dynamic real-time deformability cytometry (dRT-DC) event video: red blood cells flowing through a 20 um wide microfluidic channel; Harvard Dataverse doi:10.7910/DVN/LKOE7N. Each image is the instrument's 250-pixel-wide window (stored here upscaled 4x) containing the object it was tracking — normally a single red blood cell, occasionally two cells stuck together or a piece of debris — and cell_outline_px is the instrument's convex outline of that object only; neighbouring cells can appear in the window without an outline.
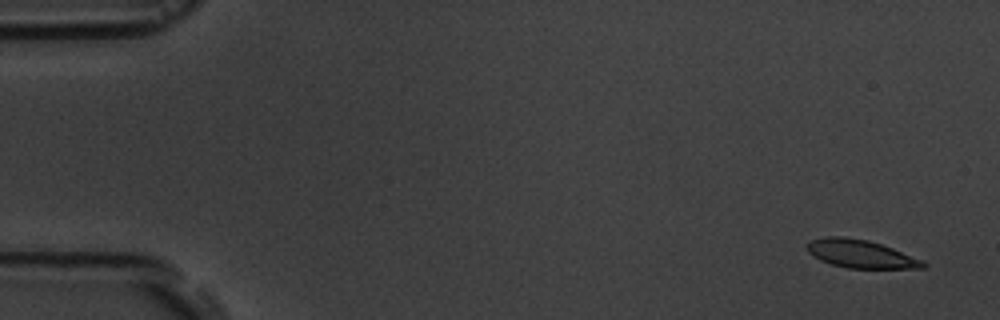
{"species": "common noctule bat (a hibernating species)", "species_latin": "Nyctalus noctula", "temperature_condition": "room temperature", "stored_images_in_passage": 5, "camera_frame_rate_fps": 3000, "um_per_image_px": 0.085, "animal": {"sex": "male", "body_mass_g": 19.5, "forearm_length_mm": 54.6}, "frame": {"image": 1, "passage_image": 1, "time_ms": 0.0, "image_size_px": [1000, 320], "cell_outline_px": [[928, 264], [924, 268], [848, 268], [832, 264], [820, 260], [812, 256], [808, 252], [808, 244], [812, 240], [824, 236], [844, 236], [868, 240], [892, 248], [924, 260]], "centroid_in_image_um": [73.17, 21.58], "position_along_channel_um": 11.8, "area_um2": 18.96}}
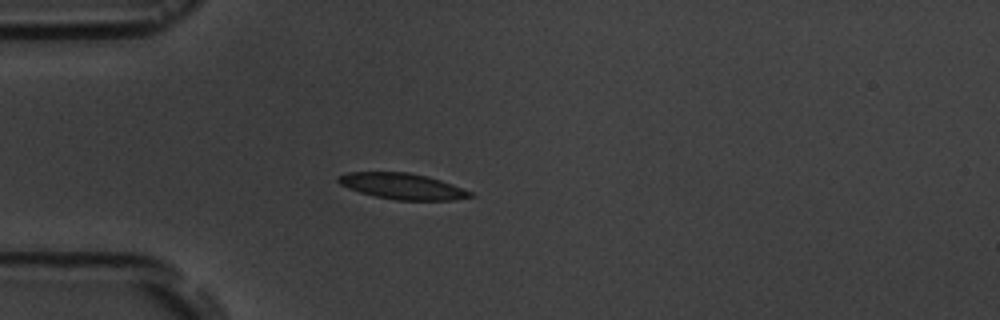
{"frame": {"image": 2, "passage_image": 5, "time_ms": 4.333, "image_size_px": [1000, 320], "cell_outline_px": [[476, 196], [452, 200], [396, 200], [376, 196], [360, 192], [348, 188], [340, 184], [336, 180], [336, 176], [348, 172], [408, 172], [428, 176], [452, 184], [472, 192]], "centroid_in_image_um": [34.19, 15.82], "position_along_channel_um": 50.8, "area_um2": 20.0}}